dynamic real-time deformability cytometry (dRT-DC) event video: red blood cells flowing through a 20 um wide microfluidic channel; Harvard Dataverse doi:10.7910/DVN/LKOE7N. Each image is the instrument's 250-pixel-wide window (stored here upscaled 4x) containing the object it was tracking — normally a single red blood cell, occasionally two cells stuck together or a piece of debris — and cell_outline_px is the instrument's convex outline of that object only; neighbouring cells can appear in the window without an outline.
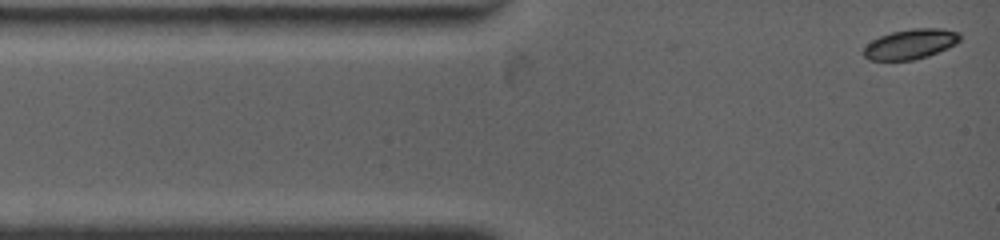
{"species": "common noctule bat (a hibernating species)", "species_latin": "Nyctalus noctula", "temperature_condition": "warm", "stored_images_in_passage": 3, "camera_frame_rate_fps": 4500, "um_per_image_px": 0.085, "animal": {"sex": "female", "body_mass_g": 19.0, "forearm_length_mm": 53.3}, "frame": {"image": 1, "passage_image": 1, "time_ms": 0.0, "image_size_px": [1000, 240], "cell_outline_px": [[960, 40], [956, 44], [948, 48], [928, 56], [912, 60], [868, 60], [864, 56], [864, 48], [872, 40], [880, 36], [892, 32], [912, 28], [940, 28], [960, 32]], "centroid_in_image_um": [77.42, 3.74], "position_along_channel_um": 7.6, "area_um2": 16.82}}
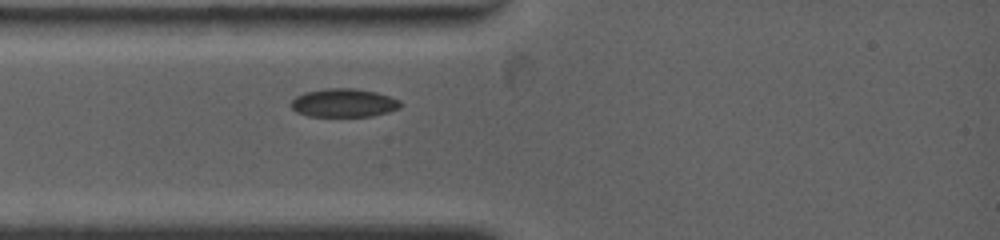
{"frame": {"image": 2, "passage_image": 3, "time_ms": 2.444, "image_size_px": [1000, 240], "cell_outline_px": [[400, 108], [388, 112], [372, 116], [308, 116], [296, 112], [292, 108], [292, 100], [296, 96], [304, 92], [328, 88], [352, 88], [376, 92], [400, 100]], "centroid_in_image_um": [29.21, 8.74], "position_along_channel_um": 55.8, "area_um2": 18.03}}